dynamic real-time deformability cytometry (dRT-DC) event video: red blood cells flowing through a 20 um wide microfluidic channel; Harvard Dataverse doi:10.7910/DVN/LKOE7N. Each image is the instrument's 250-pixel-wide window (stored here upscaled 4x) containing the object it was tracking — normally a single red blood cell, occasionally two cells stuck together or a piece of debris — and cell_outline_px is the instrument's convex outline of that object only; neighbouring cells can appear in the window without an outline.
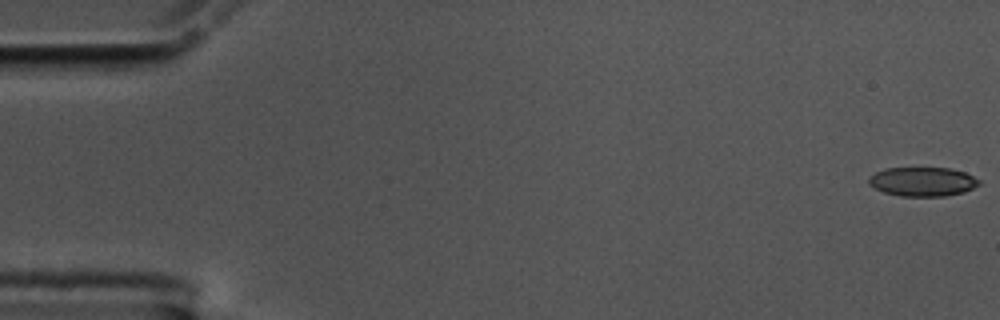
{"species": "common noctule bat (a hibernating species)", "species_latin": "Nyctalus noctula", "temperature_condition": "cold", "stored_images_in_passage": 7, "camera_frame_rate_fps": 3000, "um_per_image_px": 0.085, "animal": {"sex": "male", "body_mass_g": 17.5, "forearm_length_mm": 52.3}, "frame": {"image": 1, "passage_image": 1, "time_ms": 0.0, "image_size_px": [1000, 320], "cell_outline_px": [[980, 184], [964, 192], [944, 196], [900, 196], [884, 192], [868, 184], [868, 176], [884, 168], [952, 168], [964, 172], [980, 180]], "centroid_in_image_um": [78.4, 15.43], "position_along_channel_um": 6.6, "area_um2": 18.73}}